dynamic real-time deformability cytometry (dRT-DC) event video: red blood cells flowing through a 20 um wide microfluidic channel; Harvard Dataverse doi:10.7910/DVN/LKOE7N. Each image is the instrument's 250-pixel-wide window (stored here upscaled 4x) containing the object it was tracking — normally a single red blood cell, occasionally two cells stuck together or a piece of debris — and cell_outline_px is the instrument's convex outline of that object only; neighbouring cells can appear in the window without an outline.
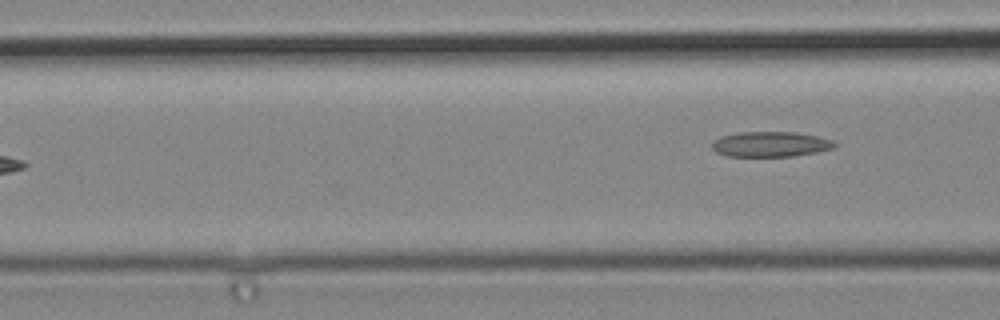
{"species": "common noctule bat (a hibernating species)", "species_latin": "Nyctalus noctula", "temperature_condition": "cold", "stored_images_in_passage": 6, "camera_frame_rate_fps": 3000, "um_per_image_px": 0.085, "animal": {"sex": "male", "body_mass_g": 19.2, "forearm_length_mm": 51.8}, "frame": {"image": 1, "passage_image": 6, "time_ms": 1.667, "image_size_px": [1000, 320], "cell_outline_px": [[840, 144], [836, 148], [816, 152], [792, 156], [728, 156], [716, 152], [712, 148], [712, 144], [720, 136], [740, 132], [796, 132], [816, 136], [832, 140]], "centroid_in_image_um": [65.54, 12.25], "position_along_channel_um": 101.1, "area_um2": 18.03}}